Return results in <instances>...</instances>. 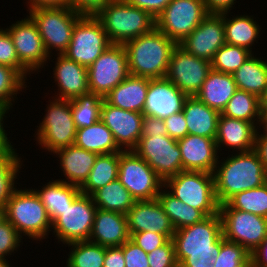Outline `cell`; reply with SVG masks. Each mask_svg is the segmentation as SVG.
Segmentation results:
<instances>
[{
  "mask_svg": "<svg viewBox=\"0 0 267 267\" xmlns=\"http://www.w3.org/2000/svg\"><path fill=\"white\" fill-rule=\"evenodd\" d=\"M133 151L165 182L183 170L177 140L168 135L141 137Z\"/></svg>",
  "mask_w": 267,
  "mask_h": 267,
  "instance_id": "15",
  "label": "cell"
},
{
  "mask_svg": "<svg viewBox=\"0 0 267 267\" xmlns=\"http://www.w3.org/2000/svg\"><path fill=\"white\" fill-rule=\"evenodd\" d=\"M227 153L229 156L218 158L213 173L215 196L219 205L239 192L267 182V170L254 150Z\"/></svg>",
  "mask_w": 267,
  "mask_h": 267,
  "instance_id": "2",
  "label": "cell"
},
{
  "mask_svg": "<svg viewBox=\"0 0 267 267\" xmlns=\"http://www.w3.org/2000/svg\"><path fill=\"white\" fill-rule=\"evenodd\" d=\"M253 53L232 76L239 90L252 93L259 98L267 86V59ZM265 60V61H264Z\"/></svg>",
  "mask_w": 267,
  "mask_h": 267,
  "instance_id": "32",
  "label": "cell"
},
{
  "mask_svg": "<svg viewBox=\"0 0 267 267\" xmlns=\"http://www.w3.org/2000/svg\"><path fill=\"white\" fill-rule=\"evenodd\" d=\"M96 210L92 196L81 193L52 222L51 233L55 241L58 240L56 243L64 246L72 242L88 241Z\"/></svg>",
  "mask_w": 267,
  "mask_h": 267,
  "instance_id": "10",
  "label": "cell"
},
{
  "mask_svg": "<svg viewBox=\"0 0 267 267\" xmlns=\"http://www.w3.org/2000/svg\"><path fill=\"white\" fill-rule=\"evenodd\" d=\"M52 99V100H51ZM46 101L45 114L36 127L34 133L36 144L46 154H53L56 150L73 145L76 140L75 126L70 100L51 98Z\"/></svg>",
  "mask_w": 267,
  "mask_h": 267,
  "instance_id": "6",
  "label": "cell"
},
{
  "mask_svg": "<svg viewBox=\"0 0 267 267\" xmlns=\"http://www.w3.org/2000/svg\"><path fill=\"white\" fill-rule=\"evenodd\" d=\"M20 187L13 191L6 203L5 218L23 239H30L39 244L51 234L52 221L32 186L27 189Z\"/></svg>",
  "mask_w": 267,
  "mask_h": 267,
  "instance_id": "4",
  "label": "cell"
},
{
  "mask_svg": "<svg viewBox=\"0 0 267 267\" xmlns=\"http://www.w3.org/2000/svg\"><path fill=\"white\" fill-rule=\"evenodd\" d=\"M225 43L222 14H208L178 45L193 56L211 62L217 50Z\"/></svg>",
  "mask_w": 267,
  "mask_h": 267,
  "instance_id": "18",
  "label": "cell"
},
{
  "mask_svg": "<svg viewBox=\"0 0 267 267\" xmlns=\"http://www.w3.org/2000/svg\"><path fill=\"white\" fill-rule=\"evenodd\" d=\"M187 97L166 77L150 79L143 114L164 119L181 112Z\"/></svg>",
  "mask_w": 267,
  "mask_h": 267,
  "instance_id": "23",
  "label": "cell"
},
{
  "mask_svg": "<svg viewBox=\"0 0 267 267\" xmlns=\"http://www.w3.org/2000/svg\"><path fill=\"white\" fill-rule=\"evenodd\" d=\"M250 255L251 267H267V234L261 244Z\"/></svg>",
  "mask_w": 267,
  "mask_h": 267,
  "instance_id": "57",
  "label": "cell"
},
{
  "mask_svg": "<svg viewBox=\"0 0 267 267\" xmlns=\"http://www.w3.org/2000/svg\"><path fill=\"white\" fill-rule=\"evenodd\" d=\"M164 187L183 203L206 216L219 213L214 176L202 171H181L164 182Z\"/></svg>",
  "mask_w": 267,
  "mask_h": 267,
  "instance_id": "8",
  "label": "cell"
},
{
  "mask_svg": "<svg viewBox=\"0 0 267 267\" xmlns=\"http://www.w3.org/2000/svg\"><path fill=\"white\" fill-rule=\"evenodd\" d=\"M157 200L168 215L175 230L198 223L207 217L201 210L183 203L165 187L161 189Z\"/></svg>",
  "mask_w": 267,
  "mask_h": 267,
  "instance_id": "34",
  "label": "cell"
},
{
  "mask_svg": "<svg viewBox=\"0 0 267 267\" xmlns=\"http://www.w3.org/2000/svg\"><path fill=\"white\" fill-rule=\"evenodd\" d=\"M232 13L233 11L222 13L226 44L240 46L256 53L253 47H257L254 45L258 44L259 38H261V24L259 25L258 20H254L256 19V17H253L254 15L239 13L236 16V13H234L233 16Z\"/></svg>",
  "mask_w": 267,
  "mask_h": 267,
  "instance_id": "28",
  "label": "cell"
},
{
  "mask_svg": "<svg viewBox=\"0 0 267 267\" xmlns=\"http://www.w3.org/2000/svg\"><path fill=\"white\" fill-rule=\"evenodd\" d=\"M21 154L17 153L14 144L0 153V206L5 207L11 194L19 184L20 170L25 167ZM18 179V180H16ZM18 182V183H16Z\"/></svg>",
  "mask_w": 267,
  "mask_h": 267,
  "instance_id": "37",
  "label": "cell"
},
{
  "mask_svg": "<svg viewBox=\"0 0 267 267\" xmlns=\"http://www.w3.org/2000/svg\"><path fill=\"white\" fill-rule=\"evenodd\" d=\"M87 70L89 91L105 98L130 75L124 45L111 44Z\"/></svg>",
  "mask_w": 267,
  "mask_h": 267,
  "instance_id": "12",
  "label": "cell"
},
{
  "mask_svg": "<svg viewBox=\"0 0 267 267\" xmlns=\"http://www.w3.org/2000/svg\"><path fill=\"white\" fill-rule=\"evenodd\" d=\"M219 215L225 240L243 246L250 254L267 234V218L234 209L227 202L219 205Z\"/></svg>",
  "mask_w": 267,
  "mask_h": 267,
  "instance_id": "11",
  "label": "cell"
},
{
  "mask_svg": "<svg viewBox=\"0 0 267 267\" xmlns=\"http://www.w3.org/2000/svg\"><path fill=\"white\" fill-rule=\"evenodd\" d=\"M259 99L262 112H267V86Z\"/></svg>",
  "mask_w": 267,
  "mask_h": 267,
  "instance_id": "61",
  "label": "cell"
},
{
  "mask_svg": "<svg viewBox=\"0 0 267 267\" xmlns=\"http://www.w3.org/2000/svg\"><path fill=\"white\" fill-rule=\"evenodd\" d=\"M95 17L112 44L124 45L156 28V19L151 14L125 0H112Z\"/></svg>",
  "mask_w": 267,
  "mask_h": 267,
  "instance_id": "5",
  "label": "cell"
},
{
  "mask_svg": "<svg viewBox=\"0 0 267 267\" xmlns=\"http://www.w3.org/2000/svg\"><path fill=\"white\" fill-rule=\"evenodd\" d=\"M227 203L234 209L267 218V182L235 194Z\"/></svg>",
  "mask_w": 267,
  "mask_h": 267,
  "instance_id": "41",
  "label": "cell"
},
{
  "mask_svg": "<svg viewBox=\"0 0 267 267\" xmlns=\"http://www.w3.org/2000/svg\"><path fill=\"white\" fill-rule=\"evenodd\" d=\"M211 70L210 61L193 56L177 45L172 51L166 78L187 96H195Z\"/></svg>",
  "mask_w": 267,
  "mask_h": 267,
  "instance_id": "17",
  "label": "cell"
},
{
  "mask_svg": "<svg viewBox=\"0 0 267 267\" xmlns=\"http://www.w3.org/2000/svg\"><path fill=\"white\" fill-rule=\"evenodd\" d=\"M27 82L15 69L0 65V105L11 110L17 95L27 90ZM25 88V89H24Z\"/></svg>",
  "mask_w": 267,
  "mask_h": 267,
  "instance_id": "42",
  "label": "cell"
},
{
  "mask_svg": "<svg viewBox=\"0 0 267 267\" xmlns=\"http://www.w3.org/2000/svg\"><path fill=\"white\" fill-rule=\"evenodd\" d=\"M91 196L97 208L125 215L136 201L118 179L96 190Z\"/></svg>",
  "mask_w": 267,
  "mask_h": 267,
  "instance_id": "35",
  "label": "cell"
},
{
  "mask_svg": "<svg viewBox=\"0 0 267 267\" xmlns=\"http://www.w3.org/2000/svg\"><path fill=\"white\" fill-rule=\"evenodd\" d=\"M208 14H222L231 12L237 3V0H203Z\"/></svg>",
  "mask_w": 267,
  "mask_h": 267,
  "instance_id": "55",
  "label": "cell"
},
{
  "mask_svg": "<svg viewBox=\"0 0 267 267\" xmlns=\"http://www.w3.org/2000/svg\"><path fill=\"white\" fill-rule=\"evenodd\" d=\"M117 179L136 201L157 199L164 181L133 150L119 152Z\"/></svg>",
  "mask_w": 267,
  "mask_h": 267,
  "instance_id": "9",
  "label": "cell"
},
{
  "mask_svg": "<svg viewBox=\"0 0 267 267\" xmlns=\"http://www.w3.org/2000/svg\"><path fill=\"white\" fill-rule=\"evenodd\" d=\"M5 219V207L0 206V222Z\"/></svg>",
  "mask_w": 267,
  "mask_h": 267,
  "instance_id": "63",
  "label": "cell"
},
{
  "mask_svg": "<svg viewBox=\"0 0 267 267\" xmlns=\"http://www.w3.org/2000/svg\"><path fill=\"white\" fill-rule=\"evenodd\" d=\"M130 240L134 242L137 246L142 248L144 252L148 254L156 248L164 245L169 239L164 234L144 231L131 234Z\"/></svg>",
  "mask_w": 267,
  "mask_h": 267,
  "instance_id": "48",
  "label": "cell"
},
{
  "mask_svg": "<svg viewBox=\"0 0 267 267\" xmlns=\"http://www.w3.org/2000/svg\"><path fill=\"white\" fill-rule=\"evenodd\" d=\"M119 153L98 155L88 178L80 187L85 195H92L96 190L114 181L118 177Z\"/></svg>",
  "mask_w": 267,
  "mask_h": 267,
  "instance_id": "36",
  "label": "cell"
},
{
  "mask_svg": "<svg viewBox=\"0 0 267 267\" xmlns=\"http://www.w3.org/2000/svg\"><path fill=\"white\" fill-rule=\"evenodd\" d=\"M172 240L178 267H214L225 240L219 213L175 230Z\"/></svg>",
  "mask_w": 267,
  "mask_h": 267,
  "instance_id": "1",
  "label": "cell"
},
{
  "mask_svg": "<svg viewBox=\"0 0 267 267\" xmlns=\"http://www.w3.org/2000/svg\"><path fill=\"white\" fill-rule=\"evenodd\" d=\"M0 65L15 69L25 80L31 73L20 63L11 35L6 28L0 27ZM30 75V76H29Z\"/></svg>",
  "mask_w": 267,
  "mask_h": 267,
  "instance_id": "45",
  "label": "cell"
},
{
  "mask_svg": "<svg viewBox=\"0 0 267 267\" xmlns=\"http://www.w3.org/2000/svg\"><path fill=\"white\" fill-rule=\"evenodd\" d=\"M9 112L12 113L9 109L0 105V153L7 151L14 144L10 139L11 137H8V130H5L7 126L4 125Z\"/></svg>",
  "mask_w": 267,
  "mask_h": 267,
  "instance_id": "56",
  "label": "cell"
},
{
  "mask_svg": "<svg viewBox=\"0 0 267 267\" xmlns=\"http://www.w3.org/2000/svg\"><path fill=\"white\" fill-rule=\"evenodd\" d=\"M0 267H12V266L7 260L0 259Z\"/></svg>",
  "mask_w": 267,
  "mask_h": 267,
  "instance_id": "62",
  "label": "cell"
},
{
  "mask_svg": "<svg viewBox=\"0 0 267 267\" xmlns=\"http://www.w3.org/2000/svg\"><path fill=\"white\" fill-rule=\"evenodd\" d=\"M129 235L144 231L172 239L175 229L157 199L135 201L126 214Z\"/></svg>",
  "mask_w": 267,
  "mask_h": 267,
  "instance_id": "21",
  "label": "cell"
},
{
  "mask_svg": "<svg viewBox=\"0 0 267 267\" xmlns=\"http://www.w3.org/2000/svg\"><path fill=\"white\" fill-rule=\"evenodd\" d=\"M41 188H32L45 205L48 215L53 222L62 211L72 204L81 194L80 188L58 180H51Z\"/></svg>",
  "mask_w": 267,
  "mask_h": 267,
  "instance_id": "31",
  "label": "cell"
},
{
  "mask_svg": "<svg viewBox=\"0 0 267 267\" xmlns=\"http://www.w3.org/2000/svg\"><path fill=\"white\" fill-rule=\"evenodd\" d=\"M70 247L66 260V267H103L105 258V246L90 241H77L68 243Z\"/></svg>",
  "mask_w": 267,
  "mask_h": 267,
  "instance_id": "39",
  "label": "cell"
},
{
  "mask_svg": "<svg viewBox=\"0 0 267 267\" xmlns=\"http://www.w3.org/2000/svg\"><path fill=\"white\" fill-rule=\"evenodd\" d=\"M177 143L184 171L214 173L220 157L214 139L188 134Z\"/></svg>",
  "mask_w": 267,
  "mask_h": 267,
  "instance_id": "22",
  "label": "cell"
},
{
  "mask_svg": "<svg viewBox=\"0 0 267 267\" xmlns=\"http://www.w3.org/2000/svg\"><path fill=\"white\" fill-rule=\"evenodd\" d=\"M182 112L187 122L188 134L216 139L220 116L218 111L207 106L196 96H188Z\"/></svg>",
  "mask_w": 267,
  "mask_h": 267,
  "instance_id": "29",
  "label": "cell"
},
{
  "mask_svg": "<svg viewBox=\"0 0 267 267\" xmlns=\"http://www.w3.org/2000/svg\"><path fill=\"white\" fill-rule=\"evenodd\" d=\"M125 1L132 6L143 9L156 19L172 0H125Z\"/></svg>",
  "mask_w": 267,
  "mask_h": 267,
  "instance_id": "52",
  "label": "cell"
},
{
  "mask_svg": "<svg viewBox=\"0 0 267 267\" xmlns=\"http://www.w3.org/2000/svg\"><path fill=\"white\" fill-rule=\"evenodd\" d=\"M111 44L101 22L95 16H81L76 21L64 55L88 68Z\"/></svg>",
  "mask_w": 267,
  "mask_h": 267,
  "instance_id": "13",
  "label": "cell"
},
{
  "mask_svg": "<svg viewBox=\"0 0 267 267\" xmlns=\"http://www.w3.org/2000/svg\"><path fill=\"white\" fill-rule=\"evenodd\" d=\"M20 63L31 73L39 74L48 66L47 54L40 33L33 20L27 15L7 26Z\"/></svg>",
  "mask_w": 267,
  "mask_h": 267,
  "instance_id": "16",
  "label": "cell"
},
{
  "mask_svg": "<svg viewBox=\"0 0 267 267\" xmlns=\"http://www.w3.org/2000/svg\"><path fill=\"white\" fill-rule=\"evenodd\" d=\"M221 115L254 123L259 128L262 117L260 99L252 93L238 89Z\"/></svg>",
  "mask_w": 267,
  "mask_h": 267,
  "instance_id": "38",
  "label": "cell"
},
{
  "mask_svg": "<svg viewBox=\"0 0 267 267\" xmlns=\"http://www.w3.org/2000/svg\"><path fill=\"white\" fill-rule=\"evenodd\" d=\"M176 46L157 28L126 42L129 73L148 79L165 78Z\"/></svg>",
  "mask_w": 267,
  "mask_h": 267,
  "instance_id": "3",
  "label": "cell"
},
{
  "mask_svg": "<svg viewBox=\"0 0 267 267\" xmlns=\"http://www.w3.org/2000/svg\"><path fill=\"white\" fill-rule=\"evenodd\" d=\"M144 114L127 111L108 104L101 106L100 120L113 133L116 144L122 151L133 150L142 136Z\"/></svg>",
  "mask_w": 267,
  "mask_h": 267,
  "instance_id": "19",
  "label": "cell"
},
{
  "mask_svg": "<svg viewBox=\"0 0 267 267\" xmlns=\"http://www.w3.org/2000/svg\"><path fill=\"white\" fill-rule=\"evenodd\" d=\"M149 267H178L172 239L148 253Z\"/></svg>",
  "mask_w": 267,
  "mask_h": 267,
  "instance_id": "47",
  "label": "cell"
},
{
  "mask_svg": "<svg viewBox=\"0 0 267 267\" xmlns=\"http://www.w3.org/2000/svg\"><path fill=\"white\" fill-rule=\"evenodd\" d=\"M28 12V16L33 20L41 35L50 63L55 53L64 54L67 51L73 28L81 15L69 6L36 8Z\"/></svg>",
  "mask_w": 267,
  "mask_h": 267,
  "instance_id": "7",
  "label": "cell"
},
{
  "mask_svg": "<svg viewBox=\"0 0 267 267\" xmlns=\"http://www.w3.org/2000/svg\"><path fill=\"white\" fill-rule=\"evenodd\" d=\"M259 159L267 170V135H264L258 128L255 137L254 149Z\"/></svg>",
  "mask_w": 267,
  "mask_h": 267,
  "instance_id": "59",
  "label": "cell"
},
{
  "mask_svg": "<svg viewBox=\"0 0 267 267\" xmlns=\"http://www.w3.org/2000/svg\"><path fill=\"white\" fill-rule=\"evenodd\" d=\"M150 79L129 75L111 90L104 100L117 108L143 113Z\"/></svg>",
  "mask_w": 267,
  "mask_h": 267,
  "instance_id": "27",
  "label": "cell"
},
{
  "mask_svg": "<svg viewBox=\"0 0 267 267\" xmlns=\"http://www.w3.org/2000/svg\"><path fill=\"white\" fill-rule=\"evenodd\" d=\"M252 54L246 48L225 43L215 53L211 66L215 71L233 74Z\"/></svg>",
  "mask_w": 267,
  "mask_h": 267,
  "instance_id": "43",
  "label": "cell"
},
{
  "mask_svg": "<svg viewBox=\"0 0 267 267\" xmlns=\"http://www.w3.org/2000/svg\"><path fill=\"white\" fill-rule=\"evenodd\" d=\"M259 130L264 135H267V112H262V117H261V122H260Z\"/></svg>",
  "mask_w": 267,
  "mask_h": 267,
  "instance_id": "60",
  "label": "cell"
},
{
  "mask_svg": "<svg viewBox=\"0 0 267 267\" xmlns=\"http://www.w3.org/2000/svg\"><path fill=\"white\" fill-rule=\"evenodd\" d=\"M103 267H125L123 245L106 247Z\"/></svg>",
  "mask_w": 267,
  "mask_h": 267,
  "instance_id": "54",
  "label": "cell"
},
{
  "mask_svg": "<svg viewBox=\"0 0 267 267\" xmlns=\"http://www.w3.org/2000/svg\"><path fill=\"white\" fill-rule=\"evenodd\" d=\"M207 15L203 0H172L156 18V28L178 45Z\"/></svg>",
  "mask_w": 267,
  "mask_h": 267,
  "instance_id": "14",
  "label": "cell"
},
{
  "mask_svg": "<svg viewBox=\"0 0 267 267\" xmlns=\"http://www.w3.org/2000/svg\"><path fill=\"white\" fill-rule=\"evenodd\" d=\"M56 56V58H55ZM53 77L56 89L49 98L73 100L83 94L89 93L87 67L72 61L64 54L54 55Z\"/></svg>",
  "mask_w": 267,
  "mask_h": 267,
  "instance_id": "20",
  "label": "cell"
},
{
  "mask_svg": "<svg viewBox=\"0 0 267 267\" xmlns=\"http://www.w3.org/2000/svg\"><path fill=\"white\" fill-rule=\"evenodd\" d=\"M153 135H167L164 119L144 115L141 137H153Z\"/></svg>",
  "mask_w": 267,
  "mask_h": 267,
  "instance_id": "53",
  "label": "cell"
},
{
  "mask_svg": "<svg viewBox=\"0 0 267 267\" xmlns=\"http://www.w3.org/2000/svg\"><path fill=\"white\" fill-rule=\"evenodd\" d=\"M26 3V11L36 8H49V7H68L69 0H24Z\"/></svg>",
  "mask_w": 267,
  "mask_h": 267,
  "instance_id": "58",
  "label": "cell"
},
{
  "mask_svg": "<svg viewBox=\"0 0 267 267\" xmlns=\"http://www.w3.org/2000/svg\"><path fill=\"white\" fill-rule=\"evenodd\" d=\"M51 155L58 158V167L60 166L61 174L63 173L62 176L64 175L63 177H65L64 179L57 178L55 180L75 185L79 188L88 178L98 156L96 153L84 150L75 144L60 148Z\"/></svg>",
  "mask_w": 267,
  "mask_h": 267,
  "instance_id": "25",
  "label": "cell"
},
{
  "mask_svg": "<svg viewBox=\"0 0 267 267\" xmlns=\"http://www.w3.org/2000/svg\"><path fill=\"white\" fill-rule=\"evenodd\" d=\"M237 90L238 88L232 74L212 69L195 96L221 114Z\"/></svg>",
  "mask_w": 267,
  "mask_h": 267,
  "instance_id": "30",
  "label": "cell"
},
{
  "mask_svg": "<svg viewBox=\"0 0 267 267\" xmlns=\"http://www.w3.org/2000/svg\"><path fill=\"white\" fill-rule=\"evenodd\" d=\"M213 265L214 267H251V255L243 246L224 240Z\"/></svg>",
  "mask_w": 267,
  "mask_h": 267,
  "instance_id": "44",
  "label": "cell"
},
{
  "mask_svg": "<svg viewBox=\"0 0 267 267\" xmlns=\"http://www.w3.org/2000/svg\"><path fill=\"white\" fill-rule=\"evenodd\" d=\"M125 267H149L148 254L130 239L123 244Z\"/></svg>",
  "mask_w": 267,
  "mask_h": 267,
  "instance_id": "49",
  "label": "cell"
},
{
  "mask_svg": "<svg viewBox=\"0 0 267 267\" xmlns=\"http://www.w3.org/2000/svg\"><path fill=\"white\" fill-rule=\"evenodd\" d=\"M112 0H69V7L81 16H96Z\"/></svg>",
  "mask_w": 267,
  "mask_h": 267,
  "instance_id": "51",
  "label": "cell"
},
{
  "mask_svg": "<svg viewBox=\"0 0 267 267\" xmlns=\"http://www.w3.org/2000/svg\"><path fill=\"white\" fill-rule=\"evenodd\" d=\"M167 135L174 140H179L188 135V127L183 112H177L164 118Z\"/></svg>",
  "mask_w": 267,
  "mask_h": 267,
  "instance_id": "50",
  "label": "cell"
},
{
  "mask_svg": "<svg viewBox=\"0 0 267 267\" xmlns=\"http://www.w3.org/2000/svg\"><path fill=\"white\" fill-rule=\"evenodd\" d=\"M130 239L125 214L97 208L88 241L105 247L121 246Z\"/></svg>",
  "mask_w": 267,
  "mask_h": 267,
  "instance_id": "26",
  "label": "cell"
},
{
  "mask_svg": "<svg viewBox=\"0 0 267 267\" xmlns=\"http://www.w3.org/2000/svg\"><path fill=\"white\" fill-rule=\"evenodd\" d=\"M104 98L89 92L70 100L72 117L77 129L89 127L100 120Z\"/></svg>",
  "mask_w": 267,
  "mask_h": 267,
  "instance_id": "40",
  "label": "cell"
},
{
  "mask_svg": "<svg viewBox=\"0 0 267 267\" xmlns=\"http://www.w3.org/2000/svg\"><path fill=\"white\" fill-rule=\"evenodd\" d=\"M257 130L258 127L254 123L220 114L215 139L218 153L222 156L225 152L221 154L220 151L224 149L231 153L253 150Z\"/></svg>",
  "mask_w": 267,
  "mask_h": 267,
  "instance_id": "24",
  "label": "cell"
},
{
  "mask_svg": "<svg viewBox=\"0 0 267 267\" xmlns=\"http://www.w3.org/2000/svg\"><path fill=\"white\" fill-rule=\"evenodd\" d=\"M22 246L23 238L15 227L6 218L2 220L0 222V259L8 260Z\"/></svg>",
  "mask_w": 267,
  "mask_h": 267,
  "instance_id": "46",
  "label": "cell"
},
{
  "mask_svg": "<svg viewBox=\"0 0 267 267\" xmlns=\"http://www.w3.org/2000/svg\"><path fill=\"white\" fill-rule=\"evenodd\" d=\"M74 144L97 155L122 151L116 144L113 133L101 120L89 127L77 129Z\"/></svg>",
  "mask_w": 267,
  "mask_h": 267,
  "instance_id": "33",
  "label": "cell"
}]
</instances>
